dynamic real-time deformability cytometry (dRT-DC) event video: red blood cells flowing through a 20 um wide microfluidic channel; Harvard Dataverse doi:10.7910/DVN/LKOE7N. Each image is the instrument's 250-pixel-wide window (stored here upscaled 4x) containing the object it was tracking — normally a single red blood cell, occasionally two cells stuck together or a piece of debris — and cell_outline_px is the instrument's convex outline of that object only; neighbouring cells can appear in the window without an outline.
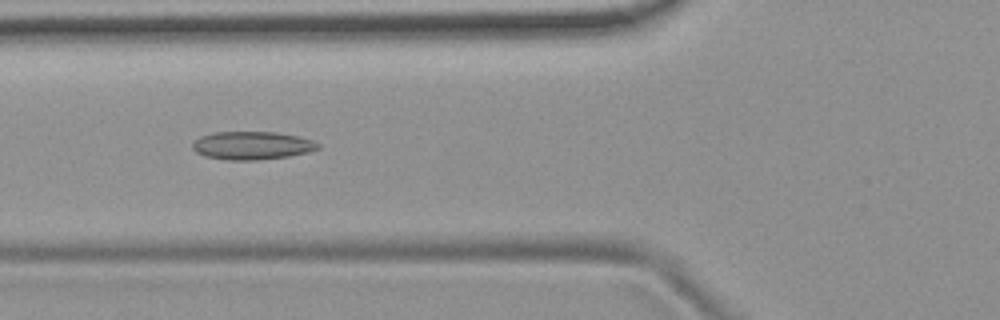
{"species": "common noctule bat (a hibernating species)", "species_latin": "Nyctalus noctula", "temperature_condition": "room temperature", "stored_images_in_passage": 52, "camera_frame_rate_fps": 3000, "um_per_image_px": 0.085, "animal": {"sex": "female", "body_mass_g": 19.9}, "frame": {"image": 1, "passage_image": 19, "time_ms": 6.0, "image_size_px": [1000, 320], "cell_outline_px": [[320, 148], [308, 152], [288, 156], [256, 160], [228, 160], [204, 156], [196, 152], [192, 148], [192, 144], [200, 136], [212, 132], [276, 132], [296, 136], [312, 140], [320, 144]], "centroid_in_image_um": [21.4, 12.37], "position_along_channel_um": 104.4, "area_um2": 20.52}}
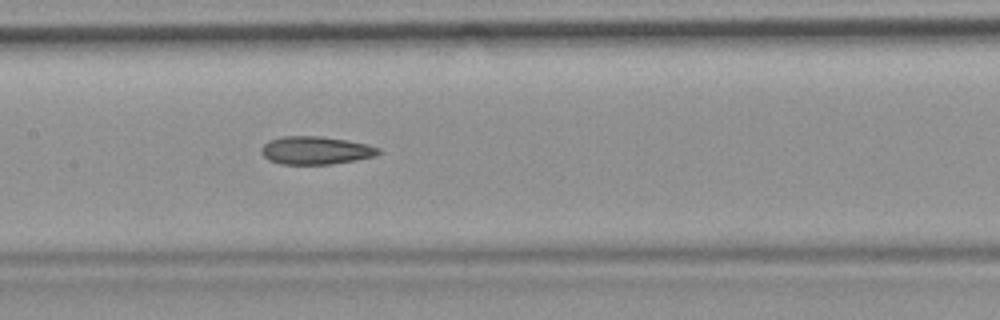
{"frame": {"image": 2, "passage_image": 25, "time_ms": 8.0, "image_size_px": [1000, 320], "cell_outline_px": [[380, 152], [376, 156], [356, 160], [332, 164], [280, 164], [268, 160], [260, 152], [260, 148], [268, 140], [284, 136], [320, 136], [348, 140], [368, 144], [380, 148]], "centroid_in_image_um": [26.83, 12.78], "position_along_channel_um": 180.6, "area_um2": 19.31}}
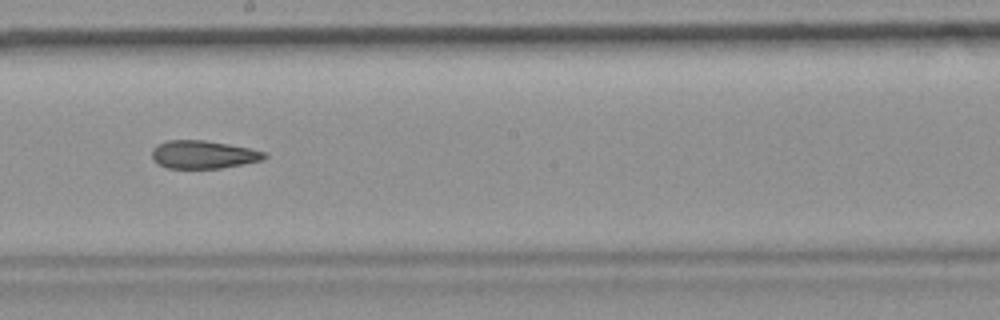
{"frame": {"image": 3, "passage_image": 29, "time_ms": 9.333, "image_size_px": [1000, 320], "cell_outline_px": [[268, 156], [264, 160], [244, 164], [220, 168], [168, 168], [152, 160], [152, 148], [156, 144], [168, 140], [204, 140], [252, 148], [268, 152]], "centroid_in_image_um": [17.32, 13.13], "position_along_channel_um": 230.9, "area_um2": 18.61}, "authors_computed_cell_mechanics": {"area_um2": 19.3919, "velocity_mm_per_s": 3.8077, "shape_relaxation_time_tau1_ms": null, "shape_relaxation_time_tau2_ms": 6.2437, "deformation_change_tau1": null, "deformation_change_tau2": 0.143}}